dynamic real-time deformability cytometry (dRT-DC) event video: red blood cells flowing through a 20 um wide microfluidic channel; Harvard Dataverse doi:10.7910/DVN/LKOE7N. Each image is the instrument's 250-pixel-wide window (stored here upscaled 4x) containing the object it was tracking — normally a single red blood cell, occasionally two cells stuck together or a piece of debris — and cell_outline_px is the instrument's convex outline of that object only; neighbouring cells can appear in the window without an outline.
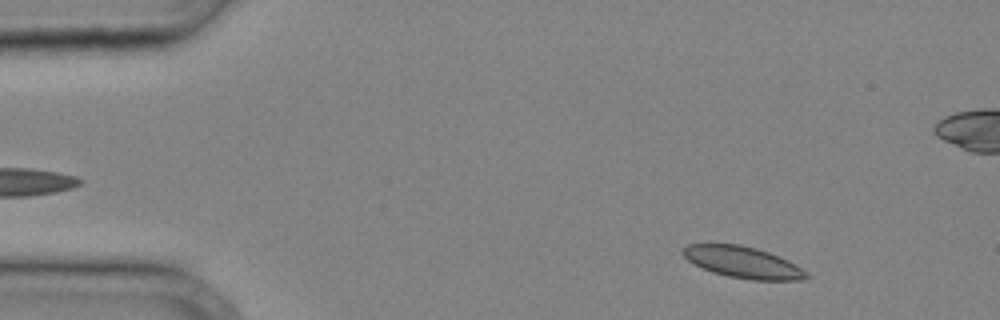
{"species": "common noctule bat (a hibernating species)", "species_latin": "Nyctalus noctula", "temperature_condition": "cold", "stored_images_in_passage": 8, "camera_frame_rate_fps": 3000, "um_per_image_px": 0.085, "animal": {"sex": "male", "body_mass_g": 20.4}, "frame": {"image": 1, "passage_image": 3, "time_ms": 0.667, "image_size_px": [1000, 320], "cell_outline_px": [[812, 276], [804, 280], [752, 280], [728, 276], [712, 272], [688, 260], [680, 252], [680, 248], [688, 244], [708, 240], [740, 244], [756, 248], [768, 252], [788, 260], [808, 272]], "centroid_in_image_um": [63.08, 22.24], "position_along_channel_um": 21.9, "area_um2": 23.47}}